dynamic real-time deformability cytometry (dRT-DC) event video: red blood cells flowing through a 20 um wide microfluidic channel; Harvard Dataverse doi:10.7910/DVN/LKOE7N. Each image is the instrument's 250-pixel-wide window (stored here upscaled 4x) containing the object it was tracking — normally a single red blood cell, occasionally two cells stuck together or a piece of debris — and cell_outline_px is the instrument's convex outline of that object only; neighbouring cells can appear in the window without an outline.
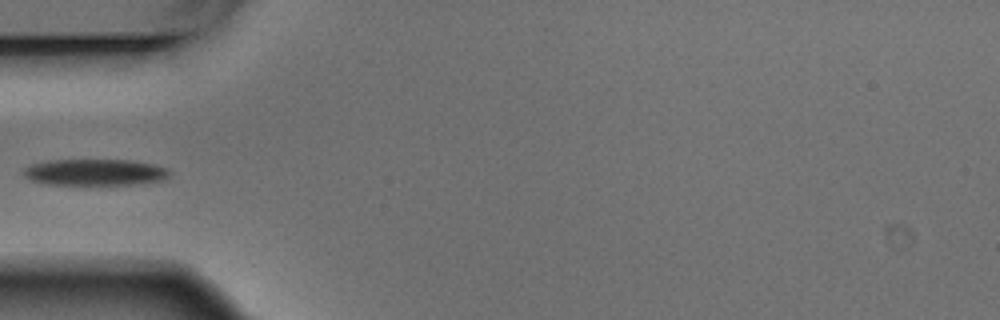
{"species": "Egyptian fruit bat (a non-hibernating species)", "species_latin": "Rousettus aegyptiacus", "temperature_condition": "warm", "stored_images_in_passage": 5, "camera_frame_rate_fps": 3000, "um_per_image_px": 0.085, "animal": {"sex": "male"}, "frame": {"image": 1, "passage_image": 5, "time_ms": 1.333, "image_size_px": [1000, 320], "cell_outline_px": [[172, 172], [164, 180], [136, 184], [44, 184], [32, 180], [24, 176], [20, 172], [24, 168], [32, 164], [48, 160], [132, 160], [152, 164], [168, 168]], "centroid_in_image_um": [8.07, 14.64], "position_along_channel_um": 76.9, "area_um2": 22.54}}